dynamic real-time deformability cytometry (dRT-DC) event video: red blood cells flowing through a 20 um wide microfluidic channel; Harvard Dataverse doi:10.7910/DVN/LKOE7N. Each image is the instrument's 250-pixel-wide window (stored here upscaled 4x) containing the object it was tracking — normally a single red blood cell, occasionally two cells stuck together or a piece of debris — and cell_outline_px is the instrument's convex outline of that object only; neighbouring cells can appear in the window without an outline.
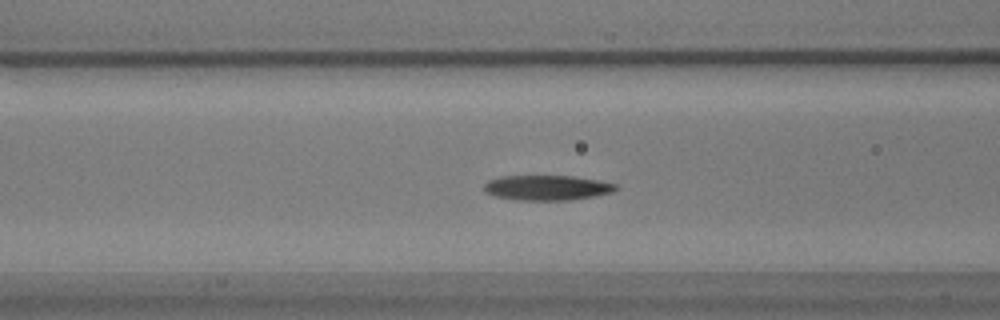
{"species": "common noctule bat (a hibernating species)", "species_latin": "Nyctalus noctula", "temperature_condition": "warm", "stored_images_in_passage": 59, "camera_frame_rate_fps": 3000, "um_per_image_px": 0.085, "animal": {"sex": "male", "body_mass_g": 17.9}, "frame": {"image": 1, "passage_image": 23, "time_ms": 7.333, "image_size_px": [1000, 320], "cell_outline_px": [[620, 188], [612, 192], [572, 200], [516, 200], [496, 196], [484, 192], [484, 184], [488, 180], [500, 176], [572, 176], [600, 180], [616, 184]], "centroid_in_image_um": [46.49, 15.95], "position_along_channel_um": 120.1, "area_um2": 19.31}}
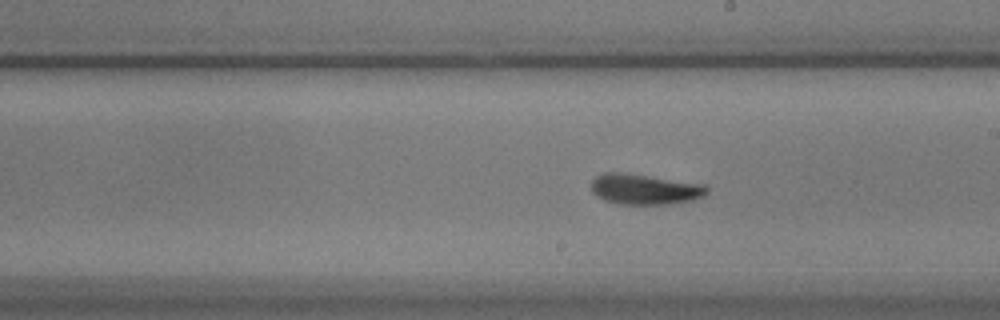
{"frame": {"image": 2, "passage_image": 33, "time_ms": 10.667, "image_size_px": [1000, 320], "cell_outline_px": [[708, 192], [704, 196], [692, 200], [668, 204], [620, 204], [604, 200], [596, 196], [592, 192], [592, 180], [596, 176], [604, 172], [620, 172], [704, 184], [708, 188]], "centroid_in_image_um": [54.79, 16.09], "position_along_channel_um": 234.2, "area_um2": 20.46}}
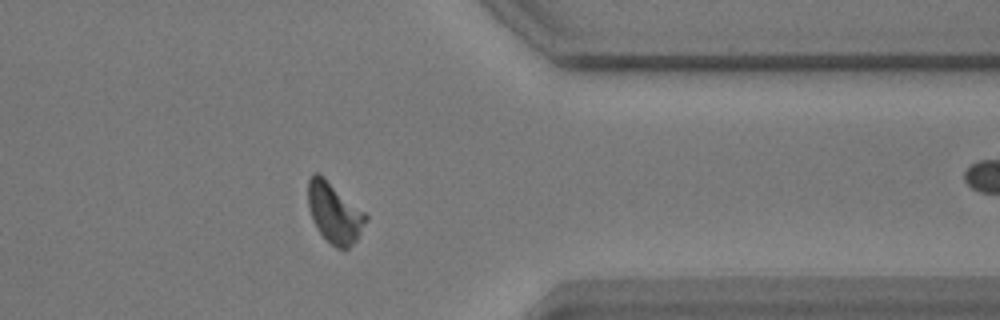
{"frame": {"image": 3, "passage_image": 47, "time_ms": 15.333, "image_size_px": [1000, 320], "cell_outline_px": [[368, 220], [356, 240], [348, 248], [336, 248], [316, 228], [312, 220], [308, 208], [308, 180], [312, 172], [316, 172], [324, 176], [364, 212], [368, 216]], "centroid_in_image_um": [28.4, 18.06], "position_along_channel_um": 383.0, "area_um2": 20.23}, "authors_computed_cell_mechanics": {"area_um2": 19.4208, "velocity_mm_per_s": 3.4318, "shape_relaxation_time_tau1_ms": 5.4739, "shape_relaxation_time_tau2_ms": 8.0423, "deformation_change_tau1": 0.1823, "deformation_change_tau2": 0.1887}}